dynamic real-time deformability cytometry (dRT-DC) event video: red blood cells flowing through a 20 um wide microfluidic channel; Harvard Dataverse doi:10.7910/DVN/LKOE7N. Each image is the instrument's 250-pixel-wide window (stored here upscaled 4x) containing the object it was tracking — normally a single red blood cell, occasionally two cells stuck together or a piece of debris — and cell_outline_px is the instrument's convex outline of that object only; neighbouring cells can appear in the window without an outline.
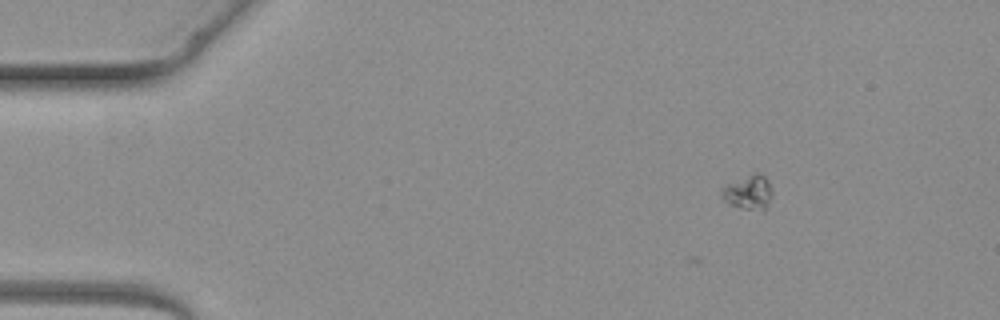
{"species": "common noctule bat (a hibernating species)", "species_latin": "Nyctalus noctula", "temperature_condition": "warm", "stored_images_in_passage": 3, "camera_frame_rate_fps": 3000, "um_per_image_px": 0.085, "animal": {"sex": "female", "body_mass_g": 19.3, "forearm_length_mm": 54.1}, "frame": {"image": 1, "passage_image": 2, "time_ms": 1.333, "image_size_px": [1000, 320], "cell_outline_px": [[772, 196], [764, 212], [744, 208], [728, 204], [720, 196], [720, 188], [724, 184], [752, 172], [760, 172], [768, 180], [772, 192]], "centroid_in_image_um": [63.58, 16.32], "position_along_channel_um": 21.4, "area_um2": 10.64}}